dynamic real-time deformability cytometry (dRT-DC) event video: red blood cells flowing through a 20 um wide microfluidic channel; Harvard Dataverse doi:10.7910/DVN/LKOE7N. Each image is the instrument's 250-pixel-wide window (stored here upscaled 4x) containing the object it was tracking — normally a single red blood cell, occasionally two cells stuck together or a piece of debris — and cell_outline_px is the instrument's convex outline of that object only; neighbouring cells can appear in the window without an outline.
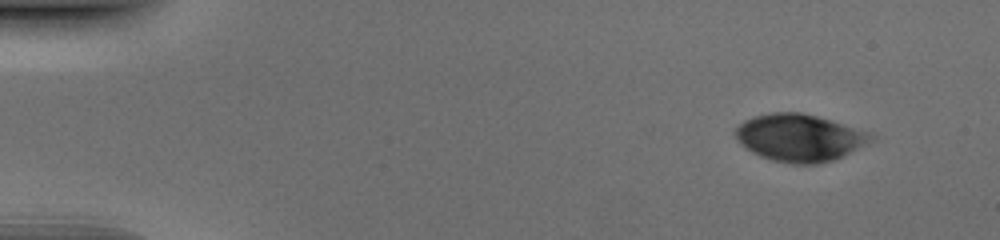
{"species": "human", "species_latin": "Homo sapiens", "temperature_condition": "cold", "stored_images_in_passage": 48, "camera_frame_rate_fps": 3000, "um_per_image_px": 0.085, "donor": {"sex": "male"}, "frame": {"image": 1, "passage_image": 1, "time_ms": 0.0, "image_size_px": [1000, 240], "cell_outline_px": [[872, 140], [832, 160], [816, 164], [796, 164], [772, 160], [760, 156], [752, 152], [740, 144], [732, 132], [744, 120], [752, 116], [772, 112], [800, 112], [832, 120], [872, 132]], "centroid_in_image_um": [67.9, 11.68], "position_along_channel_um": 17.1, "area_um2": 37.17}}
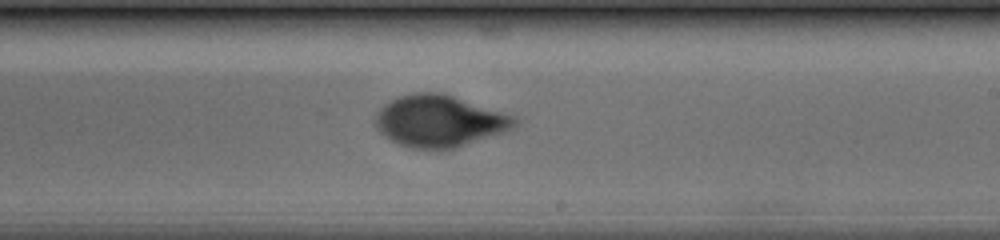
{"frame": {"image": 2, "passage_image": 28, "time_ms": 9.0, "image_size_px": [1000, 240], "cell_outline_px": [[520, 120], [516, 124], [504, 132], [456, 148], [440, 152], [412, 148], [400, 144], [384, 136], [376, 128], [376, 112], [384, 104], [400, 96], [412, 92], [440, 92], [504, 112], [516, 116]], "centroid_in_image_um": [37.35, 10.31], "position_along_channel_um": 251.6, "area_um2": 42.31}}
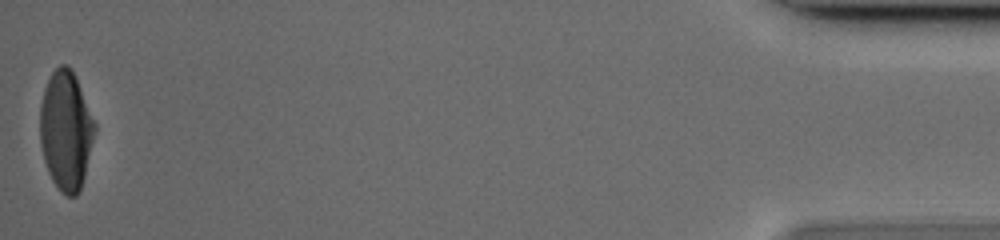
{"frame": {"image": 3, "passage_image": 48, "time_ms": 15.667, "image_size_px": [1000, 240], "cell_outline_px": [[96, 132], [84, 176], [80, 188], [76, 196], [68, 196], [60, 192], [52, 180], [48, 172], [44, 160], [40, 144], [40, 104], [44, 88], [52, 72], [60, 64], [68, 64], [72, 68], [96, 124]], "centroid_in_image_um": [5.6, 11.07], "position_along_channel_um": 429.6, "area_um2": 38.15}}